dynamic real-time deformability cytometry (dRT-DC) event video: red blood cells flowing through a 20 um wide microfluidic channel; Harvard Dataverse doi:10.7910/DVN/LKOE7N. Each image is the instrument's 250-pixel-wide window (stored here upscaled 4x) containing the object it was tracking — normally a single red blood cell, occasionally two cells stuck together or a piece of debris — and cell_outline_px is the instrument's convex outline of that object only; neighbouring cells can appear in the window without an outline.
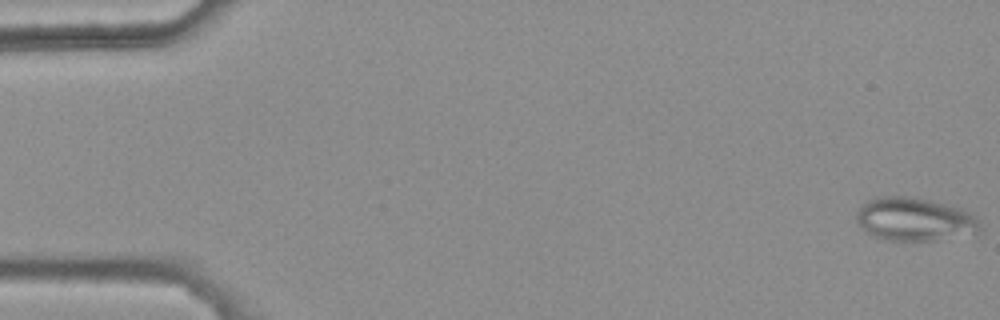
{"species": "common noctule bat (a hibernating species)", "species_latin": "Nyctalus noctula", "temperature_condition": "warm", "stored_images_in_passage": 46, "camera_frame_rate_fps": 3000, "um_per_image_px": 0.085, "animal": {"sex": "female", "body_mass_g": 25.1}, "frame": {"image": 1, "passage_image": 1, "time_ms": 0.0, "image_size_px": [1000, 320], "cell_outline_px": [[984, 228], [980, 232], [936, 240], [884, 240], [868, 232], [856, 220], [856, 212], [868, 200], [880, 196], [912, 196], [964, 208], [976, 216], [980, 220]], "centroid_in_image_um": [77.82, 18.62], "position_along_channel_um": 7.2, "area_um2": 31.33}}
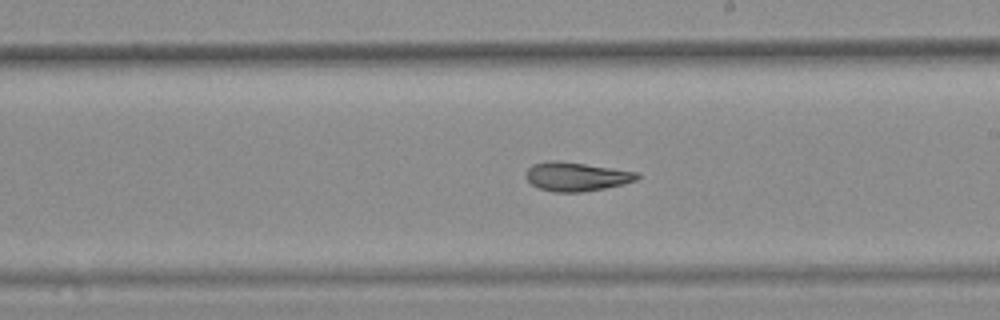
{"frame": {"image": 2, "passage_image": 31, "time_ms": 10.0, "image_size_px": [1000, 320], "cell_outline_px": [[640, 176], [636, 180], [624, 184], [584, 192], [552, 192], [540, 188], [532, 184], [524, 176], [528, 168], [532, 164], [548, 160], [560, 160], [640, 172]], "centroid_in_image_um": [48.99, 15.0], "position_along_channel_um": 240.0, "area_um2": 18.96}}
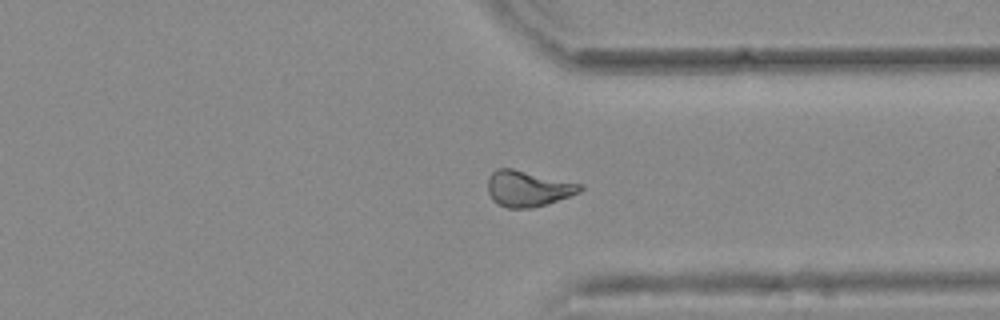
{"frame": {"image": 3, "passage_image": 41, "time_ms": 13.333, "image_size_px": [1000, 320], "cell_outline_px": [[584, 188], [580, 192], [532, 208], [508, 208], [492, 200], [488, 192], [488, 176], [496, 168], [512, 168], [584, 184]], "centroid_in_image_um": [44.87, 16.01], "position_along_channel_um": 366.5, "area_um2": 19.25}, "authors_computed_cell_mechanics": {"area_um2": 19.652, "velocity_mm_per_s": 3.7928, "shape_relaxation_time_tau1_ms": null, "shape_relaxation_time_tau2_ms": 3.6383, "deformation_change_tau1": null, "deformation_change_tau2": 0.1147}}